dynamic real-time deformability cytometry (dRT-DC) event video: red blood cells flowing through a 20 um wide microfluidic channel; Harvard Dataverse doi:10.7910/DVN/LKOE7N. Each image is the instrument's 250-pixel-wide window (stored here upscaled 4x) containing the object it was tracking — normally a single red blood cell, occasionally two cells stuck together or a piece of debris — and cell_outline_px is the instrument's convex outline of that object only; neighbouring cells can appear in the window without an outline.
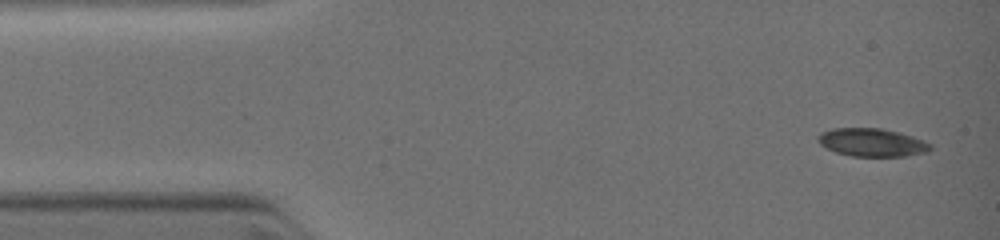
{"species": "common noctule bat (a hibernating species)", "species_latin": "Nyctalus noctula", "temperature_condition": "warm", "stored_images_in_passage": 35, "camera_frame_rate_fps": 3000, "um_per_image_px": 0.085, "animal": {"sex": "female", "body_mass_g": 19.0, "forearm_length_mm": 51.5}, "frame": {"image": 1, "passage_image": 1, "time_ms": 0.0, "image_size_px": [1000, 240], "cell_outline_px": [[932, 148], [928, 152], [908, 156], [852, 156], [836, 152], [820, 144], [816, 140], [824, 132], [836, 128], [880, 128], [896, 132], [932, 144]], "centroid_in_image_um": [74.13, 12.12], "position_along_channel_um": 10.9, "area_um2": 17.98}}
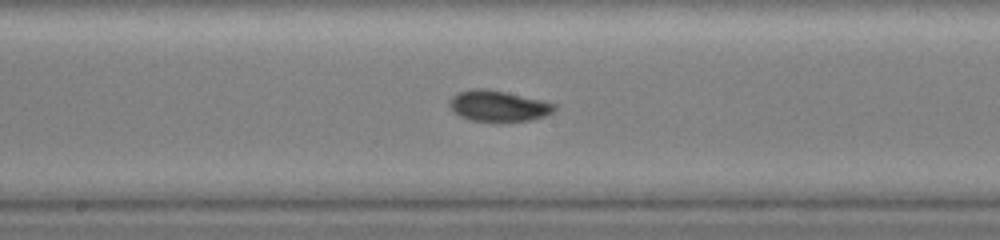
{"frame": {"image": 2, "passage_image": 15, "time_ms": 5.667, "image_size_px": [1000, 240], "cell_outline_px": [[556, 108], [552, 112], [544, 116], [532, 120], [468, 120], [452, 112], [448, 104], [448, 100], [456, 92], [472, 88], [484, 88], [504, 92], [540, 100], [556, 104]], "centroid_in_image_um": [42.27, 8.99], "position_along_channel_um": 205.9, "area_um2": 18.67}}
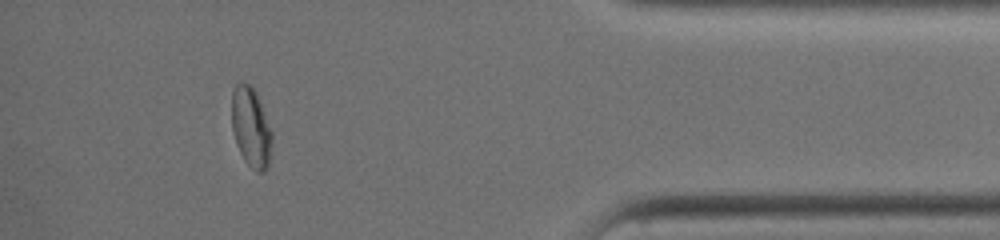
{"frame": {"image": 3, "passage_image": 29, "time_ms": 10.333, "image_size_px": [1000, 240], "cell_outline_px": [[272, 140], [268, 168], [264, 172], [256, 172], [244, 160], [236, 144], [232, 132], [232, 92], [236, 84], [240, 80], [244, 80], [252, 84], [260, 100], [272, 132]], "centroid_in_image_um": [21.33, 10.78], "position_along_channel_um": 413.9, "area_um2": 19.13}}